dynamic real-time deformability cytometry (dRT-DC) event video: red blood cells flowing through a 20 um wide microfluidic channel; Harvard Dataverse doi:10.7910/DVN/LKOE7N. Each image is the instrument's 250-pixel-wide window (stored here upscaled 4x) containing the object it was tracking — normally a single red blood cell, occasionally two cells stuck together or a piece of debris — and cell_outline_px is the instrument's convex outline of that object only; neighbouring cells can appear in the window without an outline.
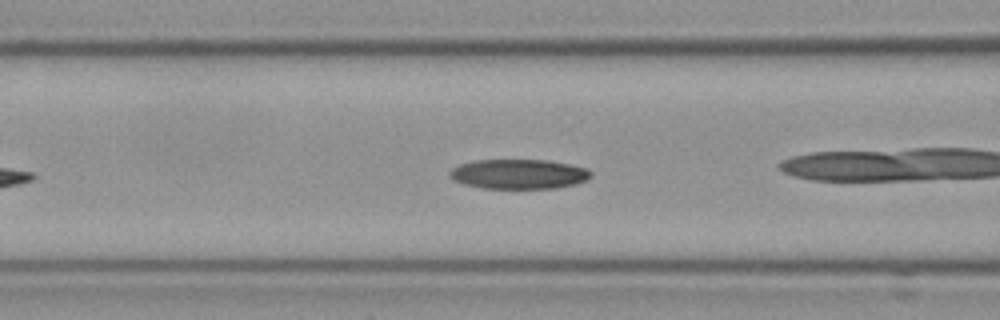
{"species": "Egyptian fruit bat (a non-hibernating species)", "species_latin": "Rousettus aegyptiacus", "temperature_condition": "cold", "stored_images_in_passage": 26, "camera_frame_rate_fps": 3000, "um_per_image_px": 0.085, "frame": {"image": 1, "passage_image": 5, "time_ms": 1.333, "image_size_px": [1000, 320], "cell_outline_px": [[592, 176], [588, 180], [576, 184], [556, 188], [484, 188], [464, 184], [452, 180], [448, 176], [448, 172], [452, 168], [460, 164], [476, 160], [544, 160], [568, 164], [584, 168], [592, 172]], "centroid_in_image_um": [44.07, 14.8], "position_along_channel_um": 122.5, "area_um2": 24.45}}
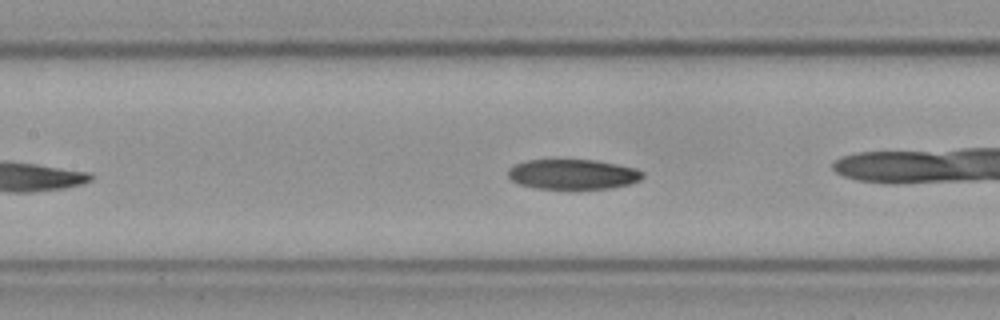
{"frame": {"image": 2, "passage_image": 8, "time_ms": 2.333, "image_size_px": [1000, 320], "cell_outline_px": [[644, 176], [640, 180], [632, 184], [608, 188], [536, 188], [520, 184], [512, 180], [508, 176], [508, 168], [512, 164], [528, 160], [596, 160], [636, 168], [644, 172]], "centroid_in_image_um": [48.7, 14.8], "position_along_channel_um": 158.7, "area_um2": 23.52}}
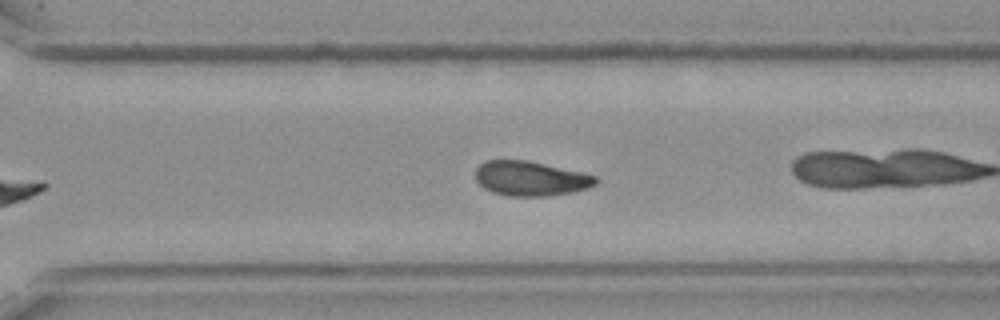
{"frame": {"image": 3, "passage_image": 22, "time_ms": 7.0, "image_size_px": [1000, 320], "cell_outline_px": [[596, 184], [588, 188], [572, 192], [548, 196], [508, 196], [492, 192], [484, 188], [476, 180], [476, 168], [484, 160], [528, 160], [580, 172], [596, 176]], "centroid_in_image_um": [45.07, 15.17], "position_along_channel_um": 325.5, "area_um2": 24.22}, "authors_computed_cell_mechanics": {"area_um2": 24.3916, "velocity_mm_per_s": 3.5802, "shape_relaxation_time_tau1_ms": null, "shape_relaxation_time_tau2_ms": 11.0655, "deformation_change_tau1": null, "deformation_change_tau2": 0.1858}}